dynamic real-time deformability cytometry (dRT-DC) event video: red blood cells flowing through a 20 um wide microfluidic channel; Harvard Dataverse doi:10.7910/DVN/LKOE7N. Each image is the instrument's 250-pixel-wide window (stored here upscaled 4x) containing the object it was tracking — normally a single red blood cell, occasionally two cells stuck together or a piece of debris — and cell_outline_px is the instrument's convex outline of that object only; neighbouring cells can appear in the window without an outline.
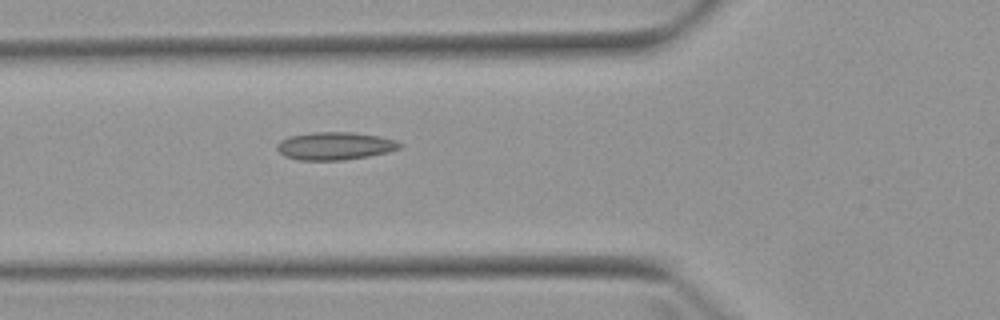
{"species": "Egyptian fruit bat (a non-hibernating species)", "species_latin": "Rousettus aegyptiacus", "temperature_condition": "warm", "stored_images_in_passage": 5, "camera_frame_rate_fps": 3000, "um_per_image_px": 0.085, "animal": {"sex": "female"}, "frame": {"image": 1, "passage_image": 5, "time_ms": 5.333, "image_size_px": [1000, 320], "cell_outline_px": [[404, 144], [400, 148], [388, 152], [368, 156], [344, 160], [300, 160], [284, 156], [276, 148], [276, 144], [280, 140], [288, 136], [312, 132], [352, 132], [380, 136], [396, 140]], "centroid_in_image_um": [28.47, 12.4], "position_along_channel_um": 97.3, "area_um2": 20.06}}